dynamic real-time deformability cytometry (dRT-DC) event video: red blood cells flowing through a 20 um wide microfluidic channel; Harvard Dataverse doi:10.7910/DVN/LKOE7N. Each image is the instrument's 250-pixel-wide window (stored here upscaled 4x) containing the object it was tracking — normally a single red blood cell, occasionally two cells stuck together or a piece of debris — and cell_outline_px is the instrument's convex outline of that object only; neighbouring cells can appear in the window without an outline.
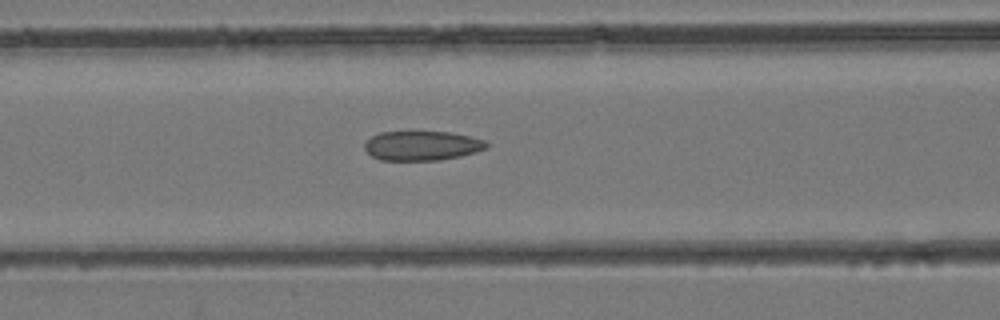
{"species": "common noctule bat (a hibernating species)", "species_latin": "Nyctalus noctula", "temperature_condition": "room temperature", "stored_images_in_passage": 42, "camera_frame_rate_fps": 3000, "um_per_image_px": 0.085, "animal": {"sex": "female", "body_mass_g": 24.6, "forearm_length_mm": 56.2}, "frame": {"image": 1, "passage_image": 18, "time_ms": 5.667, "image_size_px": [1000, 320], "cell_outline_px": [[488, 148], [476, 152], [460, 156], [440, 160], [380, 160], [372, 156], [364, 148], [364, 144], [372, 136], [380, 132], [452, 132], [484, 140], [488, 144]], "centroid_in_image_um": [35.88, 12.39], "position_along_channel_um": 130.7, "area_um2": 20.87}}
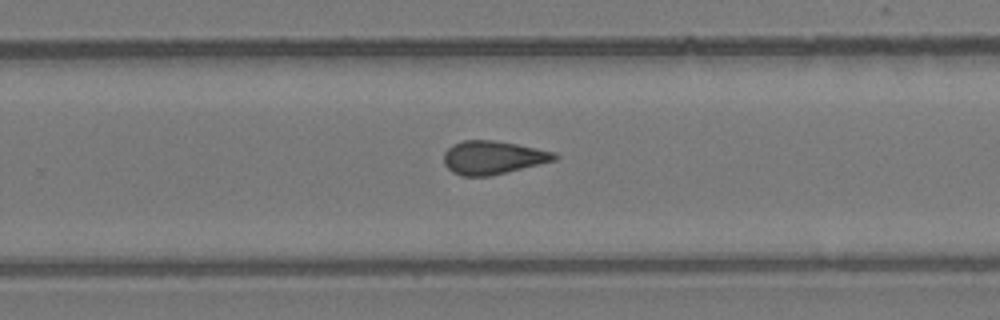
{"frame": {"image": 2, "passage_image": 28, "time_ms": 9.0, "image_size_px": [1000, 320], "cell_outline_px": [[560, 156], [556, 160], [492, 176], [460, 176], [452, 172], [444, 164], [444, 152], [452, 144], [464, 140], [492, 140], [516, 144], [556, 152]], "centroid_in_image_um": [41.9, 13.4], "position_along_channel_um": 287.9, "area_um2": 21.68}}
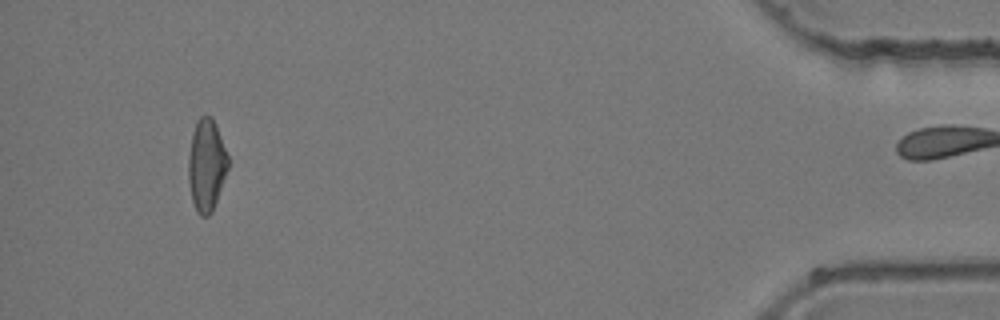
{"frame": {"image": 3, "passage_image": 41, "time_ms": 13.333, "image_size_px": [1000, 320], "cell_outline_px": [[228, 168], [212, 212], [208, 216], [200, 216], [196, 212], [192, 200], [188, 180], [188, 156], [192, 132], [196, 120], [200, 116], [212, 116], [216, 124], [228, 156]], "centroid_in_image_um": [17.53, 14.02], "position_along_channel_um": 417.7, "area_um2": 21.39}}